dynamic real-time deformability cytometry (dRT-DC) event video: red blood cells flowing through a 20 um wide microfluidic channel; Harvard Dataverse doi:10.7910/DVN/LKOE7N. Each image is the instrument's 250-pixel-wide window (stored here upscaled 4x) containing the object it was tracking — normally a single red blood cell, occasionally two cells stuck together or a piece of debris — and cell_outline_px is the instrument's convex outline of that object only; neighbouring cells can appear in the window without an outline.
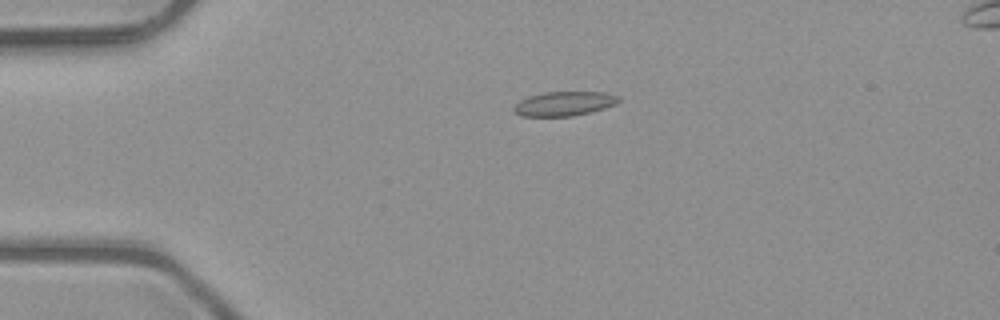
{"species": "common noctule bat (a hibernating species)", "species_latin": "Nyctalus noctula", "temperature_condition": "room temperature", "stored_images_in_passage": 3, "camera_frame_rate_fps": 3000, "um_per_image_px": 0.085, "animal": {"sex": "male", "body_mass_g": 23.1, "forearm_length_mm": 52.7}, "frame": {"image": 1, "passage_image": 1, "time_ms": 0.0, "image_size_px": [1000, 320], "cell_outline_px": [[620, 100], [616, 104], [604, 108], [572, 116], [520, 116], [512, 108], [520, 100], [528, 96], [544, 92], [604, 92], [620, 96]], "centroid_in_image_um": [47.96, 8.8], "position_along_channel_um": 37.0, "area_um2": 14.8}}